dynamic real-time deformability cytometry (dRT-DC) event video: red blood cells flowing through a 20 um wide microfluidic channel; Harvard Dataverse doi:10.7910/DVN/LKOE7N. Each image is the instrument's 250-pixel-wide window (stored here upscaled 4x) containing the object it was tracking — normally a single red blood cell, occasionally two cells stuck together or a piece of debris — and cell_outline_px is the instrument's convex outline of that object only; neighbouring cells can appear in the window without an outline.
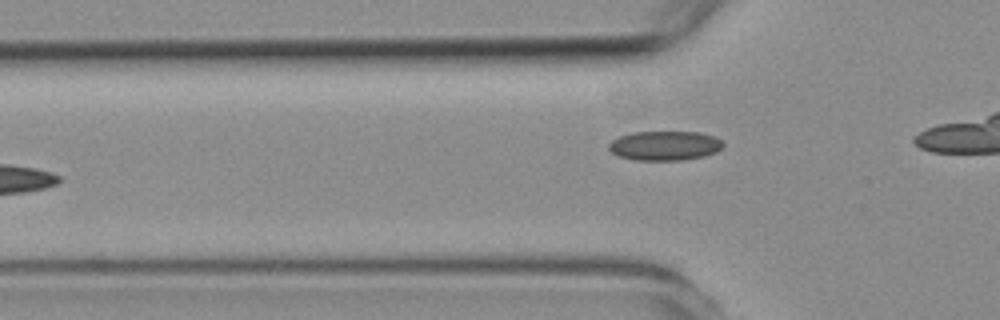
{"species": "common noctule bat (a hibernating species)", "species_latin": "Nyctalus noctula", "temperature_condition": "room temperature", "stored_images_in_passage": 5, "camera_frame_rate_fps": 3000, "um_per_image_px": 0.085, "animal": {"sex": "female", "body_mass_g": 19.3, "forearm_length_mm": 54.1}, "frame": {"image": 1, "passage_image": 5, "time_ms": 4.667, "image_size_px": [1000, 320], "cell_outline_px": [[724, 144], [716, 152], [704, 156], [684, 160], [636, 160], [620, 156], [612, 152], [608, 148], [608, 144], [612, 140], [620, 136], [632, 132], [700, 132], [712, 136], [720, 140]], "centroid_in_image_um": [56.49, 12.38], "position_along_channel_um": 69.3, "area_um2": 19.48}}